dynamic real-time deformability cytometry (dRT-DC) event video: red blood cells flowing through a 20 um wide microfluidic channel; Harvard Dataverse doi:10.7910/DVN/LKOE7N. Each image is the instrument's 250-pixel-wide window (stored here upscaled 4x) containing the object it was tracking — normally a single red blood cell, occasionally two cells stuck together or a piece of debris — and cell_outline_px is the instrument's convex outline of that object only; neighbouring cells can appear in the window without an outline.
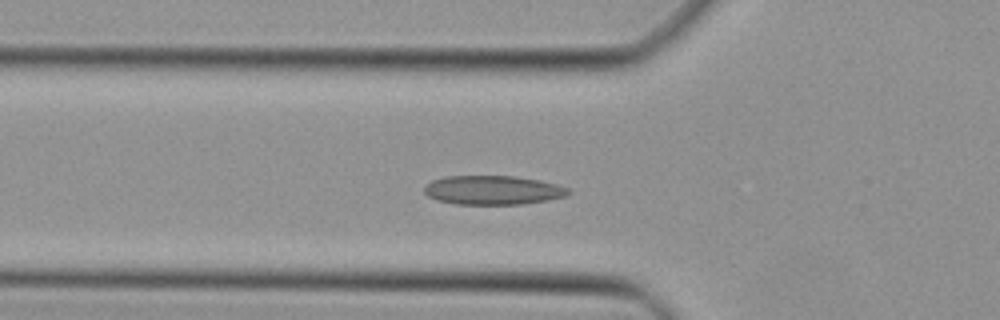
{"species": "Egyptian fruit bat (a non-hibernating species)", "species_latin": "Rousettus aegyptiacus", "temperature_condition": "cold", "stored_images_in_passage": 45, "camera_frame_rate_fps": 3000, "um_per_image_px": 0.085, "animal": {"sex": "female"}, "frame": {"image": 1, "passage_image": 13, "time_ms": 4.0, "image_size_px": [1000, 320], "cell_outline_px": [[572, 192], [564, 196], [548, 200], [520, 204], [456, 204], [440, 200], [428, 196], [424, 192], [424, 184], [432, 180], [444, 176], [516, 176], [540, 180], [556, 184], [568, 188]], "centroid_in_image_um": [41.88, 16.15], "position_along_channel_um": 83.9, "area_um2": 24.39}}
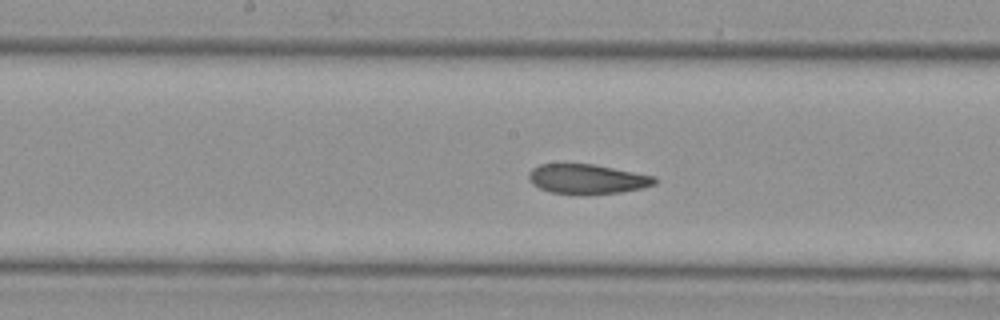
{"frame": {"image": 2, "passage_image": 21, "time_ms": 6.667, "image_size_px": [1000, 320], "cell_outline_px": [[656, 184], [644, 188], [620, 192], [552, 192], [540, 188], [532, 184], [528, 180], [528, 172], [532, 168], [540, 164], [592, 164], [656, 176]], "centroid_in_image_um": [49.91, 15.18], "position_along_channel_um": 198.3, "area_um2": 21.15}}
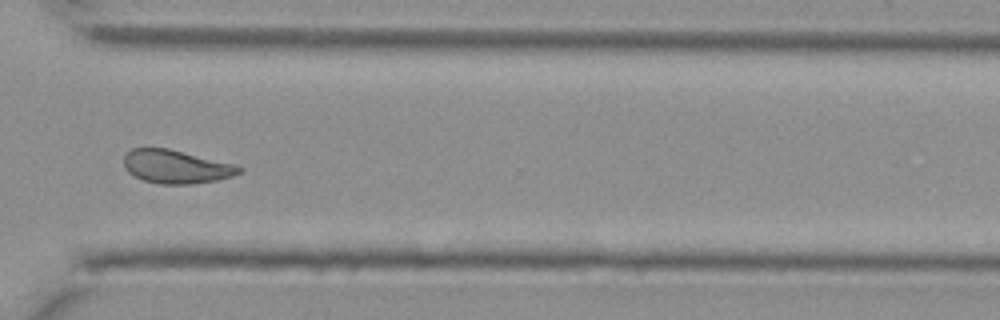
{"frame": {"image": 3, "passage_image": 32, "time_ms": 10.333, "image_size_px": [1000, 320], "cell_outline_px": [[244, 168], [240, 172], [232, 176], [216, 180], [188, 184], [160, 184], [144, 180], [128, 172], [124, 168], [124, 156], [132, 148], [168, 148], [232, 164]], "centroid_in_image_um": [14.93, 14.17], "position_along_channel_um": 355.7, "area_um2": 22.08}}